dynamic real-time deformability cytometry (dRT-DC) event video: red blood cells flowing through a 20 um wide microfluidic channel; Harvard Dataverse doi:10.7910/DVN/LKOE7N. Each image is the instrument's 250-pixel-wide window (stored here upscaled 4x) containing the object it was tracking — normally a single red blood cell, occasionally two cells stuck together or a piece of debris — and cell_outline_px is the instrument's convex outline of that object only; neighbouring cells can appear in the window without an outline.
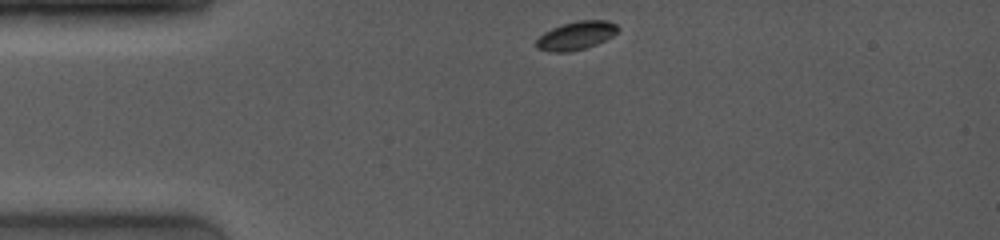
{"species": "common noctule bat (a hibernating species)", "species_latin": "Nyctalus noctula", "temperature_condition": "room temperature", "stored_images_in_passage": 47, "camera_frame_rate_fps": 4000, "um_per_image_px": 0.085, "animal": {"sex": "female", "body_mass_g": 19.0, "forearm_length_mm": 53.3}, "frame": {"image": 1, "passage_image": 1, "time_ms": 0.0, "image_size_px": [1000, 240], "cell_outline_px": [[620, 28], [612, 36], [596, 44], [584, 48], [568, 52], [552, 52], [536, 48], [536, 40], [544, 32], [552, 28], [576, 20], [608, 20], [616, 24]], "centroid_in_image_um": [48.97, 3.02], "position_along_channel_um": 36.0, "area_um2": 13.41}}
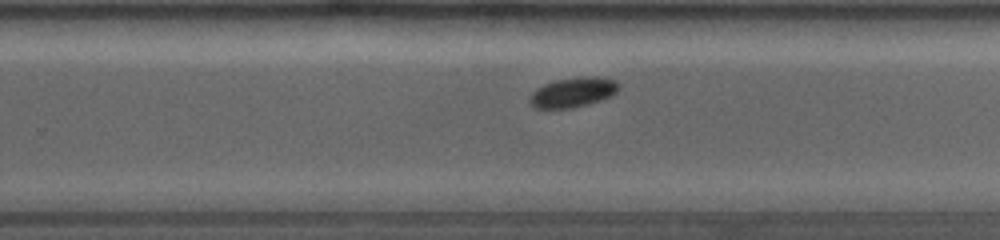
{"frame": {"image": 2, "passage_image": 29, "time_ms": 7.0, "image_size_px": [1000, 240], "cell_outline_px": [[620, 88], [612, 96], [588, 104], [572, 108], [532, 108], [528, 100], [532, 92], [536, 88], [544, 84], [556, 80], [584, 76], [596, 76], [616, 80], [620, 84]], "centroid_in_image_um": [48.71, 7.84], "position_along_channel_um": 281.1, "area_um2": 15.66}}
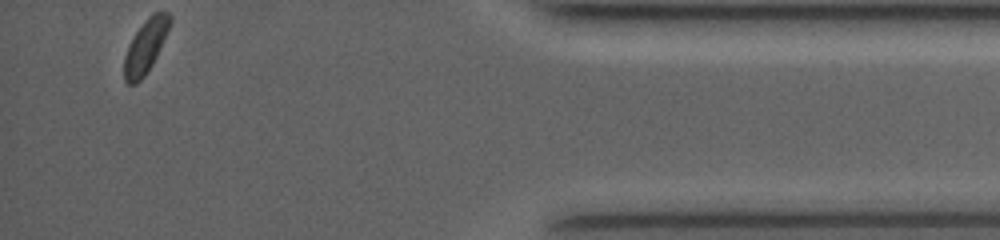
{"frame": {"image": 3, "passage_image": 47, "time_ms": 11.5, "image_size_px": [1000, 240], "cell_outline_px": [[172, 24], [152, 64], [144, 76], [136, 84], [128, 84], [124, 80], [124, 56], [128, 44], [132, 36], [144, 20], [152, 12], [168, 12], [172, 16]], "centroid_in_image_um": [12.38, 3.89], "position_along_channel_um": 422.8, "area_um2": 14.51}, "authors_computed_cell_mechanics": {"area_um2": 15.0858, "velocity_mm_per_s": 4.0418, "shape_relaxation_time_tau1_ms": 2.162, "shape_relaxation_time_tau2_ms": null, "deformation_change_tau1": 0.11, "deformation_change_tau2": null}}